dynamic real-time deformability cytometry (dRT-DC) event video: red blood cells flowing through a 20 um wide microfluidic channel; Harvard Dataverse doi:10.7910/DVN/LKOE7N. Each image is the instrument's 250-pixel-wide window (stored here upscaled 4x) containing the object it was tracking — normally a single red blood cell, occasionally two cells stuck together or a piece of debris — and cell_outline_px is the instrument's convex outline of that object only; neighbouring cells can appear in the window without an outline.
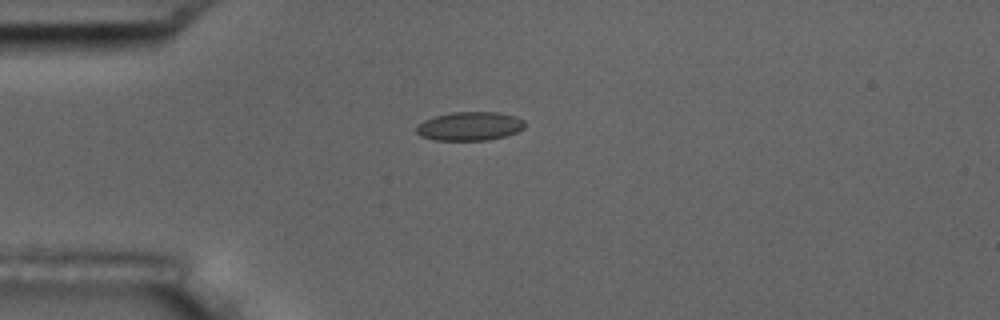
{"species": "common noctule bat (a hibernating species)", "species_latin": "Nyctalus noctula", "temperature_condition": "room temperature", "stored_images_in_passage": 42, "camera_frame_rate_fps": 3000, "um_per_image_px": 0.085, "animal": {"sex": "male", "body_mass_g": 17.5, "forearm_length_mm": 52.3}, "frame": {"image": 1, "passage_image": 1, "time_ms": 0.0, "image_size_px": [1000, 320], "cell_outline_px": [[524, 128], [516, 132], [504, 136], [488, 140], [436, 140], [420, 136], [416, 132], [416, 128], [424, 120], [436, 116], [452, 112], [496, 112], [512, 116], [524, 120]], "centroid_in_image_um": [39.91, 10.73], "position_along_channel_um": 45.1, "area_um2": 17.92}}
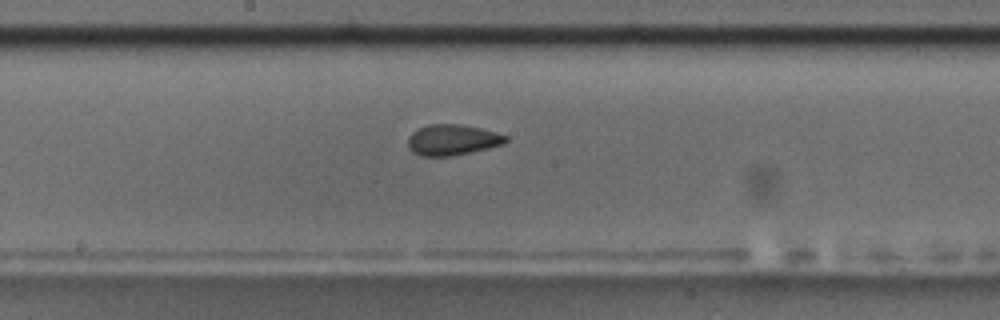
{"frame": {"image": 2, "passage_image": 16, "time_ms": 5.0, "image_size_px": [1000, 320], "cell_outline_px": [[508, 140], [504, 144], [472, 152], [452, 156], [420, 156], [412, 152], [408, 148], [408, 136], [412, 132], [428, 124], [460, 124], [480, 128], [496, 132], [508, 136]], "centroid_in_image_um": [38.45, 11.89], "position_along_channel_um": 209.8, "area_um2": 17.69}}
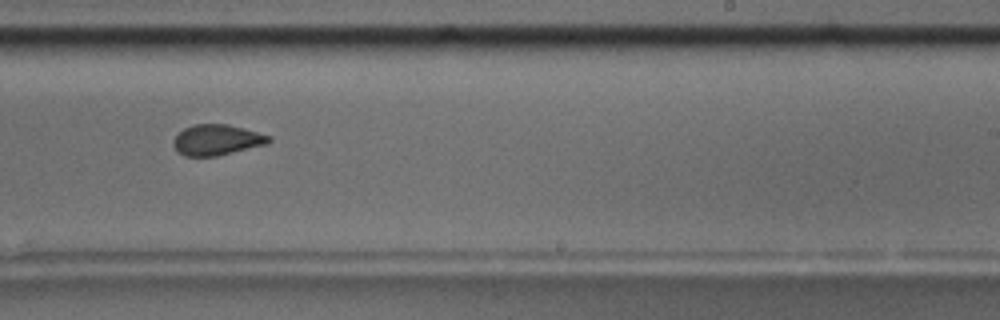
{"frame": {"image": 3, "passage_image": 21, "time_ms": 6.667, "image_size_px": [1000, 320], "cell_outline_px": [[272, 140], [268, 144], [216, 156], [184, 156], [176, 152], [172, 144], [172, 140], [184, 128], [192, 124], [228, 124], [244, 128], [272, 136]], "centroid_in_image_um": [18.42, 11.89], "position_along_channel_um": 270.6, "area_um2": 17.28}, "authors_computed_cell_mechanics": {"area_um2": 17.6868, "velocity_mm_per_s": 3.6614, "shape_relaxation_time_tau1_ms": 4.0618, "shape_relaxation_time_tau2_ms": 1.5224, "deformation_change_tau1": 0.1295, "deformation_change_tau2": 0.0793}}